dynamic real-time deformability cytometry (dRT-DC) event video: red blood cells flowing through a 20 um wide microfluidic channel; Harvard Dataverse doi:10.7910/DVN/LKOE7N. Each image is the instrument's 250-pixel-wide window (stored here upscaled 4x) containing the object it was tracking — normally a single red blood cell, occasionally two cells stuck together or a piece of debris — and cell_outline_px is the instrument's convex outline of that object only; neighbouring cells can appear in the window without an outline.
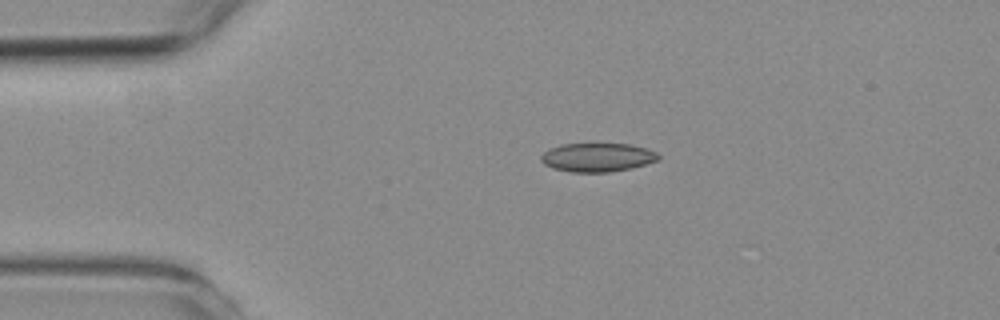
{"species": "common noctule bat (a hibernating species)", "species_latin": "Nyctalus noctula", "temperature_condition": "room temperature", "stored_images_in_passage": 46, "camera_frame_rate_fps": 3000, "um_per_image_px": 0.085, "animal": {"sex": "female", "body_mass_g": 19.3, "forearm_length_mm": 54.1}, "frame": {"image": 1, "passage_image": 1, "time_ms": 0.0, "image_size_px": [1000, 320], "cell_outline_px": [[660, 160], [632, 168], [608, 172], [572, 172], [552, 168], [544, 164], [540, 160], [540, 156], [544, 152], [552, 148], [564, 144], [628, 144], [644, 148], [656, 152], [660, 156]], "centroid_in_image_um": [50.79, 13.39], "position_along_channel_um": 34.2, "area_um2": 19.54}}
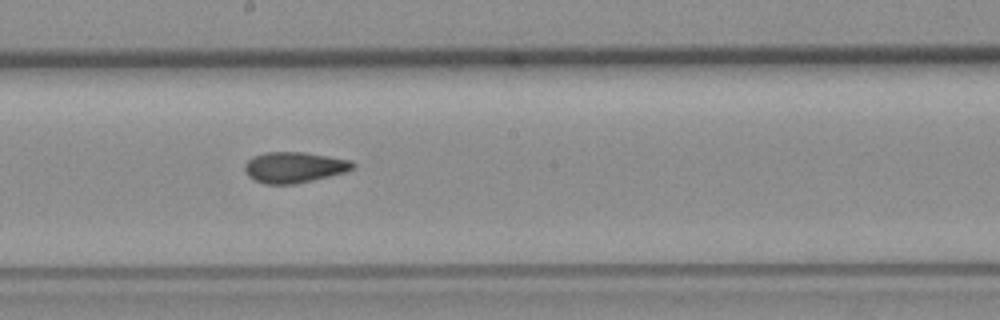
{"frame": {"image": 2, "passage_image": 20, "time_ms": 6.333, "image_size_px": [1000, 320], "cell_outline_px": [[356, 168], [344, 172], [296, 184], [264, 184], [248, 176], [244, 172], [244, 164], [252, 156], [264, 152], [304, 152], [352, 160], [356, 164]], "centroid_in_image_um": [25.0, 14.21], "position_along_channel_um": 223.2, "area_um2": 19.54}}
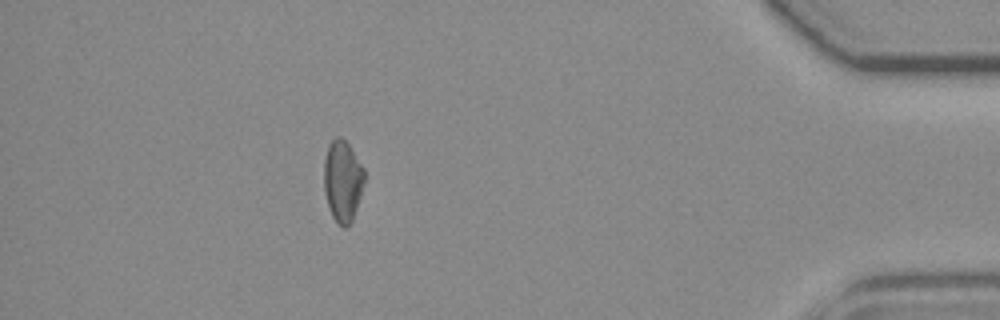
{"frame": {"image": 3, "passage_image": 40, "time_ms": 13.0, "image_size_px": [1000, 320], "cell_outline_px": [[364, 184], [352, 220], [348, 228], [344, 228], [332, 216], [328, 208], [324, 192], [324, 160], [328, 144], [336, 136], [340, 136], [348, 144], [364, 168]], "centroid_in_image_um": [29.11, 15.37], "position_along_channel_um": 406.1, "area_um2": 19.19}, "authors_computed_cell_mechanics": {"area_um2": 19.2763, "velocity_mm_per_s": 3.5721, "shape_relaxation_time_tau1_ms": null, "shape_relaxation_time_tau2_ms": 2.392, "deformation_change_tau1": null, "deformation_change_tau2": 0.0641}}